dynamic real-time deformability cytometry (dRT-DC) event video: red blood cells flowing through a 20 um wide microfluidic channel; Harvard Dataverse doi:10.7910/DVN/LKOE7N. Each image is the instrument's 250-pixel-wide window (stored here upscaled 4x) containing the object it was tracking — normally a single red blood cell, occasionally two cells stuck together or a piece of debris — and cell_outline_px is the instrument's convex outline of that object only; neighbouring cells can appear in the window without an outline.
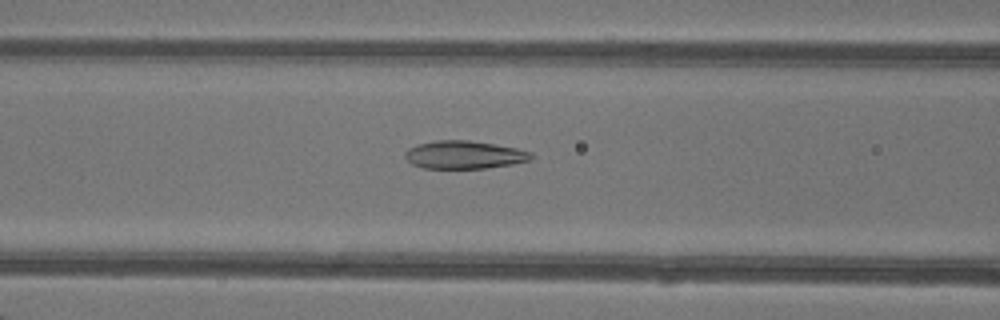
{"species": "common noctule bat (a hibernating species)", "species_latin": "Nyctalus noctula", "temperature_condition": "warm", "stored_images_in_passage": 28, "camera_frame_rate_fps": 3000, "um_per_image_px": 0.085, "animal": {"sex": "female"}, "frame": {"image": 1, "passage_image": 10, "time_ms": 3.0, "image_size_px": [1000, 320], "cell_outline_px": [[536, 156], [532, 160], [512, 164], [488, 168], [424, 168], [412, 164], [404, 156], [404, 152], [408, 148], [416, 144], [436, 140], [468, 140], [516, 148], [532, 152]], "centroid_in_image_um": [39.47, 13.15], "position_along_channel_um": 127.1, "area_um2": 20.69}}
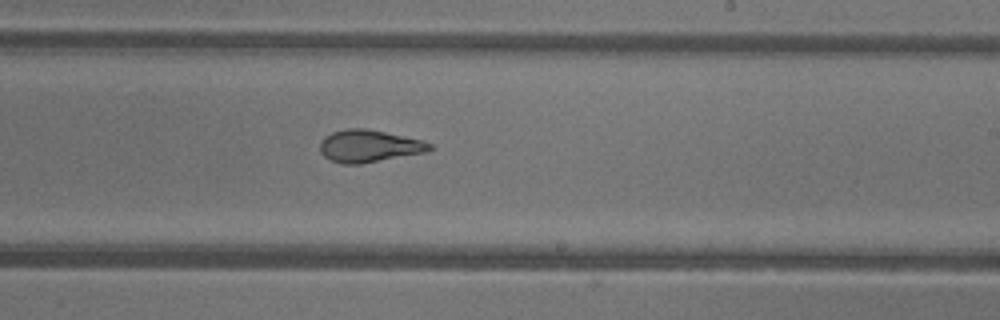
{"frame": {"image": 2, "passage_image": 19, "time_ms": 6.0, "image_size_px": [1000, 320], "cell_outline_px": [[436, 148], [428, 152], [360, 164], [344, 164], [332, 160], [324, 156], [320, 152], [320, 140], [324, 136], [332, 132], [348, 128], [364, 128], [424, 140], [432, 144]], "centroid_in_image_um": [31.4, 12.41], "position_along_channel_um": 257.6, "area_um2": 20.81}}
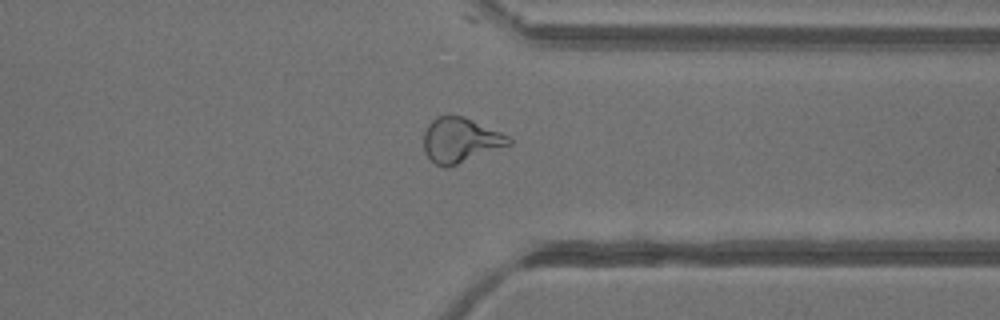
{"frame": {"image": 3, "passage_image": 27, "time_ms": 8.667, "image_size_px": [1000, 320], "cell_outline_px": [[512, 144], [456, 164], [444, 168], [436, 164], [424, 152], [424, 132], [428, 124], [436, 116], [464, 116], [500, 132], [508, 136], [512, 140]], "centroid_in_image_um": [39.12, 11.9], "position_along_channel_um": 372.3, "area_um2": 21.91}}